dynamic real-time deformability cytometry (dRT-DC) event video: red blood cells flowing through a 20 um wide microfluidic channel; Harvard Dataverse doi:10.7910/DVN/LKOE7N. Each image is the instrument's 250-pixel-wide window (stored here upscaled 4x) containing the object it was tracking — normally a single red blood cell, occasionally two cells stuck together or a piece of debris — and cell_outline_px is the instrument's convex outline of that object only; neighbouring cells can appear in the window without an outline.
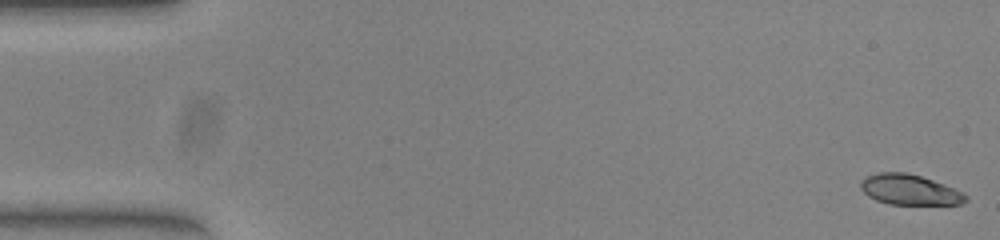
{"species": "common noctule bat (a hibernating species)", "species_latin": "Nyctalus noctula", "temperature_condition": "warm", "stored_images_in_passage": 52, "camera_frame_rate_fps": 3000, "um_per_image_px": 0.085, "animal": {"sex": "female", "body_mass_g": 23.0, "forearm_length_mm": 53.4}, "frame": {"image": 1, "passage_image": 1, "time_ms": 0.0, "image_size_px": [1000, 240], "cell_outline_px": [[968, 200], [960, 204], [888, 204], [876, 200], [868, 196], [860, 188], [860, 180], [876, 172], [908, 172], [944, 184], [964, 192], [968, 196]], "centroid_in_image_um": [77.31, 16.12], "position_along_channel_um": 7.7, "area_um2": 18.67}}
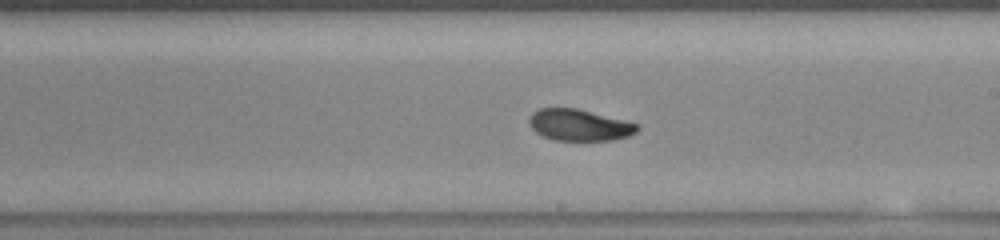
{"frame": {"image": 2, "passage_image": 30, "time_ms": 9.667, "image_size_px": [1000, 240], "cell_outline_px": [[640, 128], [636, 132], [628, 136], [612, 140], [556, 140], [544, 136], [536, 132], [532, 128], [528, 120], [532, 112], [540, 108], [576, 108], [640, 124]], "centroid_in_image_um": [49.25, 10.62], "position_along_channel_um": 239.7, "area_um2": 19.71}}
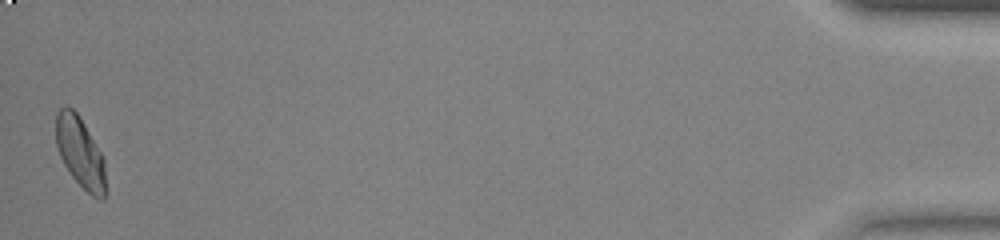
{"frame": {"image": 3, "passage_image": 52, "time_ms": 17.0, "image_size_px": [1000, 240], "cell_outline_px": [[108, 192], [104, 200], [100, 200], [92, 196], [72, 176], [64, 164], [60, 156], [56, 144], [56, 112], [64, 104], [72, 108], [80, 116], [104, 156]], "centroid_in_image_um": [6.87, 12.97], "position_along_channel_um": 428.3, "area_um2": 21.1}, "authors_computed_cell_mechanics": {"area_um2": 20.5479, "velocity_mm_per_s": 3.8969, "shape_relaxation_time_tau1_ms": 5.7644, "shape_relaxation_time_tau2_ms": 1.9522, "deformation_change_tau1": 0.1761, "deformation_change_tau2": 0.0539}}